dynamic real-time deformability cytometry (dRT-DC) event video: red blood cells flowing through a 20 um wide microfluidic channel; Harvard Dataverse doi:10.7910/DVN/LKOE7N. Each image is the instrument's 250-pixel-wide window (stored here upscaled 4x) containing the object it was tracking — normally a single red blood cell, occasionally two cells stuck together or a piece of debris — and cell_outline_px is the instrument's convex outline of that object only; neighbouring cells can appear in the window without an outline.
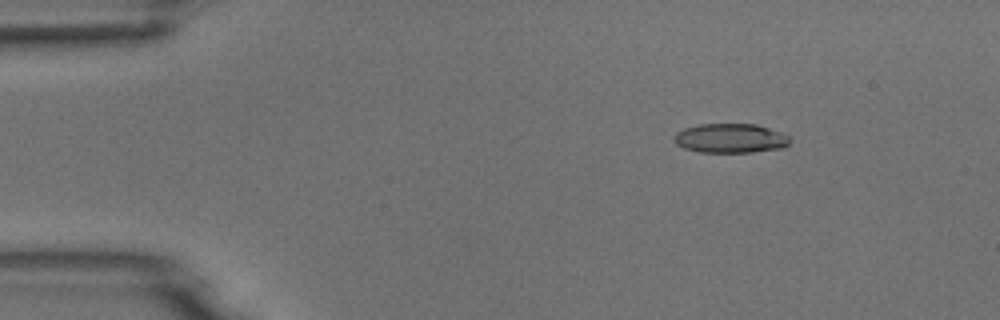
{"species": "common noctule bat (a hibernating species)", "species_latin": "Nyctalus noctula", "temperature_condition": "room temperature", "stored_images_in_passage": 5, "camera_frame_rate_fps": 3000, "um_per_image_px": 0.085, "animal": {"sex": "male", "body_mass_g": 18.8}, "frame": {"image": 1, "passage_image": 2, "time_ms": 2.0, "image_size_px": [1000, 320], "cell_outline_px": [[792, 140], [784, 148], [752, 152], [700, 152], [684, 148], [676, 144], [676, 132], [684, 128], [700, 124], [756, 124], [780, 132], [788, 136]], "centroid_in_image_um": [62.12, 11.75], "position_along_channel_um": 22.9, "area_um2": 19.71}}